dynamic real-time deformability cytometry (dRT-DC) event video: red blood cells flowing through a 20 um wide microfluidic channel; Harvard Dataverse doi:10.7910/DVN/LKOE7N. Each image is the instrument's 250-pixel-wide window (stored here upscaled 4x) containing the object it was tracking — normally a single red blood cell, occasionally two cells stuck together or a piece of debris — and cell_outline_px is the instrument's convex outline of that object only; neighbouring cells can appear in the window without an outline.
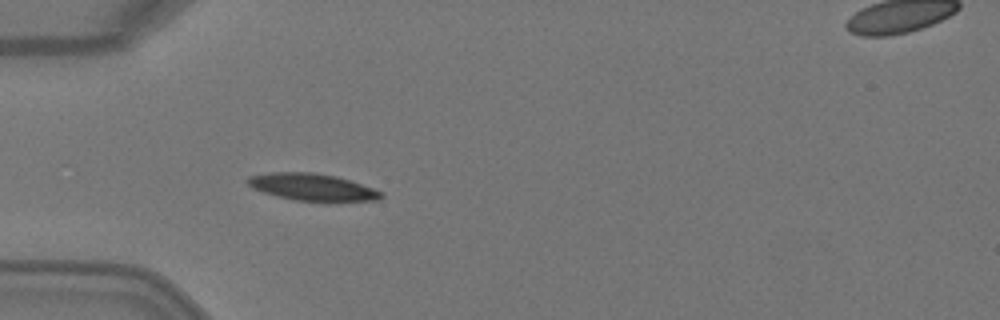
{"species": "Egyptian fruit bat (a non-hibernating species)", "species_latin": "Rousettus aegyptiacus", "temperature_condition": "warm", "stored_images_in_passage": 2, "segment_of_instrument_passage": [1, 2], "camera_frame_rate_fps": 3000, "um_per_image_px": 0.085, "animal": {"sex": "female"}, "frame": {"image": 1, "passage_image": 1, "time_ms": 0.0, "image_size_px": [1000, 320], "cell_outline_px": [[384, 196], [380, 200], [328, 204], [324, 204], [296, 200], [276, 196], [252, 188], [244, 180], [248, 176], [268, 172], [312, 172], [336, 176], [372, 188], [380, 192]], "centroid_in_image_um": [26.56, 15.95], "position_along_channel_um": 58.4, "area_um2": 21.85}}